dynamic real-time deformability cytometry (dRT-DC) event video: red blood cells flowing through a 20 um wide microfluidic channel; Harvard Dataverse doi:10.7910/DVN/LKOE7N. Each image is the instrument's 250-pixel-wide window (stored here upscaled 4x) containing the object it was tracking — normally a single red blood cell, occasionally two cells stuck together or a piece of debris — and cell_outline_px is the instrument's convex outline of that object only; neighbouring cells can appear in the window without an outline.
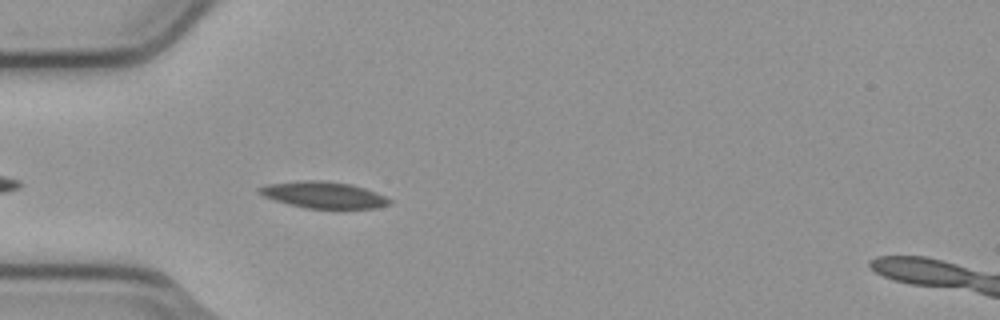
{"species": "common noctule bat (a hibernating species)", "species_latin": "Nyctalus noctula", "temperature_condition": "cold", "stored_images_in_passage": 6, "camera_frame_rate_fps": 3000, "um_per_image_px": 0.085, "animal": {"sex": "male", "body_mass_g": 23.1, "forearm_length_mm": 52.7}, "frame": {"image": 1, "passage_image": 5, "time_ms": 1.333, "image_size_px": [1000, 320], "cell_outline_px": [[392, 204], [376, 208], [304, 208], [288, 204], [264, 196], [256, 192], [256, 188], [264, 184], [300, 180], [324, 180], [352, 184], [376, 192], [392, 200]], "centroid_in_image_um": [27.47, 16.55], "position_along_channel_um": 57.5, "area_um2": 20.35}}